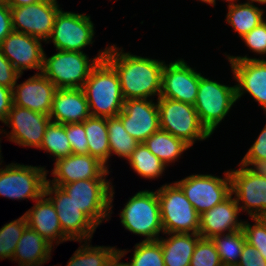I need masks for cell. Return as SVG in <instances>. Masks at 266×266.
<instances>
[{
    "instance_id": "cell-1",
    "label": "cell",
    "mask_w": 266,
    "mask_h": 266,
    "mask_svg": "<svg viewBox=\"0 0 266 266\" xmlns=\"http://www.w3.org/2000/svg\"><path fill=\"white\" fill-rule=\"evenodd\" d=\"M106 47L105 59L116 70L125 100L160 97L165 62L124 53L123 48ZM120 51V52H118Z\"/></svg>"
},
{
    "instance_id": "cell-2",
    "label": "cell",
    "mask_w": 266,
    "mask_h": 266,
    "mask_svg": "<svg viewBox=\"0 0 266 266\" xmlns=\"http://www.w3.org/2000/svg\"><path fill=\"white\" fill-rule=\"evenodd\" d=\"M91 116L116 117L123 109L124 97L119 76L104 58L93 67L83 86Z\"/></svg>"
},
{
    "instance_id": "cell-3",
    "label": "cell",
    "mask_w": 266,
    "mask_h": 266,
    "mask_svg": "<svg viewBox=\"0 0 266 266\" xmlns=\"http://www.w3.org/2000/svg\"><path fill=\"white\" fill-rule=\"evenodd\" d=\"M105 54L106 48L90 62L83 52L57 50L49 58L44 53L42 73L57 89L83 88L91 70L99 60L104 59Z\"/></svg>"
},
{
    "instance_id": "cell-4",
    "label": "cell",
    "mask_w": 266,
    "mask_h": 266,
    "mask_svg": "<svg viewBox=\"0 0 266 266\" xmlns=\"http://www.w3.org/2000/svg\"><path fill=\"white\" fill-rule=\"evenodd\" d=\"M163 233H192L199 231L200 214L174 182L157 190Z\"/></svg>"
},
{
    "instance_id": "cell-5",
    "label": "cell",
    "mask_w": 266,
    "mask_h": 266,
    "mask_svg": "<svg viewBox=\"0 0 266 266\" xmlns=\"http://www.w3.org/2000/svg\"><path fill=\"white\" fill-rule=\"evenodd\" d=\"M120 218L125 229L145 236L143 241H157L159 233H163L157 191L137 192L122 209Z\"/></svg>"
},
{
    "instance_id": "cell-6",
    "label": "cell",
    "mask_w": 266,
    "mask_h": 266,
    "mask_svg": "<svg viewBox=\"0 0 266 266\" xmlns=\"http://www.w3.org/2000/svg\"><path fill=\"white\" fill-rule=\"evenodd\" d=\"M160 129L192 146L211 136L201 124L194 105L169 98H157Z\"/></svg>"
},
{
    "instance_id": "cell-7",
    "label": "cell",
    "mask_w": 266,
    "mask_h": 266,
    "mask_svg": "<svg viewBox=\"0 0 266 266\" xmlns=\"http://www.w3.org/2000/svg\"><path fill=\"white\" fill-rule=\"evenodd\" d=\"M59 187L97 226L110 218L114 189L107 179L78 180Z\"/></svg>"
},
{
    "instance_id": "cell-8",
    "label": "cell",
    "mask_w": 266,
    "mask_h": 266,
    "mask_svg": "<svg viewBox=\"0 0 266 266\" xmlns=\"http://www.w3.org/2000/svg\"><path fill=\"white\" fill-rule=\"evenodd\" d=\"M236 101V86L220 84L200 73L194 107L201 124L211 135Z\"/></svg>"
},
{
    "instance_id": "cell-9",
    "label": "cell",
    "mask_w": 266,
    "mask_h": 266,
    "mask_svg": "<svg viewBox=\"0 0 266 266\" xmlns=\"http://www.w3.org/2000/svg\"><path fill=\"white\" fill-rule=\"evenodd\" d=\"M231 194L235 200L243 203L238 205L240 212L247 211L251 218L266 215V175L261 168L241 165L237 170H229Z\"/></svg>"
},
{
    "instance_id": "cell-10",
    "label": "cell",
    "mask_w": 266,
    "mask_h": 266,
    "mask_svg": "<svg viewBox=\"0 0 266 266\" xmlns=\"http://www.w3.org/2000/svg\"><path fill=\"white\" fill-rule=\"evenodd\" d=\"M47 170L44 167L11 163L0 168V196L9 199L35 201L45 191Z\"/></svg>"
},
{
    "instance_id": "cell-11",
    "label": "cell",
    "mask_w": 266,
    "mask_h": 266,
    "mask_svg": "<svg viewBox=\"0 0 266 266\" xmlns=\"http://www.w3.org/2000/svg\"><path fill=\"white\" fill-rule=\"evenodd\" d=\"M175 183L199 214L210 210L231 195L229 171L225 173V178L211 174H195Z\"/></svg>"
},
{
    "instance_id": "cell-12",
    "label": "cell",
    "mask_w": 266,
    "mask_h": 266,
    "mask_svg": "<svg viewBox=\"0 0 266 266\" xmlns=\"http://www.w3.org/2000/svg\"><path fill=\"white\" fill-rule=\"evenodd\" d=\"M45 196L51 200L57 212L62 232L70 241H90L97 225L73 202L59 186L46 183ZM54 194V196L52 195ZM51 195V196H50Z\"/></svg>"
},
{
    "instance_id": "cell-13",
    "label": "cell",
    "mask_w": 266,
    "mask_h": 266,
    "mask_svg": "<svg viewBox=\"0 0 266 266\" xmlns=\"http://www.w3.org/2000/svg\"><path fill=\"white\" fill-rule=\"evenodd\" d=\"M94 34V24L89 15L60 9L49 39L57 50L83 52L84 47L93 43Z\"/></svg>"
},
{
    "instance_id": "cell-14",
    "label": "cell",
    "mask_w": 266,
    "mask_h": 266,
    "mask_svg": "<svg viewBox=\"0 0 266 266\" xmlns=\"http://www.w3.org/2000/svg\"><path fill=\"white\" fill-rule=\"evenodd\" d=\"M59 8L57 0H43L27 6L10 7L13 31L48 43Z\"/></svg>"
},
{
    "instance_id": "cell-15",
    "label": "cell",
    "mask_w": 266,
    "mask_h": 266,
    "mask_svg": "<svg viewBox=\"0 0 266 266\" xmlns=\"http://www.w3.org/2000/svg\"><path fill=\"white\" fill-rule=\"evenodd\" d=\"M236 83V100L247 92L266 111V60L228 56ZM266 113V112H265Z\"/></svg>"
},
{
    "instance_id": "cell-16",
    "label": "cell",
    "mask_w": 266,
    "mask_h": 266,
    "mask_svg": "<svg viewBox=\"0 0 266 266\" xmlns=\"http://www.w3.org/2000/svg\"><path fill=\"white\" fill-rule=\"evenodd\" d=\"M200 82V72L191 68L183 59L165 63L162 71L160 97L195 104Z\"/></svg>"
},
{
    "instance_id": "cell-17",
    "label": "cell",
    "mask_w": 266,
    "mask_h": 266,
    "mask_svg": "<svg viewBox=\"0 0 266 266\" xmlns=\"http://www.w3.org/2000/svg\"><path fill=\"white\" fill-rule=\"evenodd\" d=\"M51 122L49 115L34 112L12 104L5 120V125L12 127L9 141L19 146L39 148L47 125Z\"/></svg>"
},
{
    "instance_id": "cell-18",
    "label": "cell",
    "mask_w": 266,
    "mask_h": 266,
    "mask_svg": "<svg viewBox=\"0 0 266 266\" xmlns=\"http://www.w3.org/2000/svg\"><path fill=\"white\" fill-rule=\"evenodd\" d=\"M147 99H128L117 115L130 136L139 143L160 129L158 104Z\"/></svg>"
},
{
    "instance_id": "cell-19",
    "label": "cell",
    "mask_w": 266,
    "mask_h": 266,
    "mask_svg": "<svg viewBox=\"0 0 266 266\" xmlns=\"http://www.w3.org/2000/svg\"><path fill=\"white\" fill-rule=\"evenodd\" d=\"M41 39L22 32L12 31L1 43L2 54L22 75L23 70H43L44 50Z\"/></svg>"
},
{
    "instance_id": "cell-20",
    "label": "cell",
    "mask_w": 266,
    "mask_h": 266,
    "mask_svg": "<svg viewBox=\"0 0 266 266\" xmlns=\"http://www.w3.org/2000/svg\"><path fill=\"white\" fill-rule=\"evenodd\" d=\"M54 179L47 180L48 184L63 186L70 182L88 179H106L109 170L97 158L89 154H71L55 160L52 170Z\"/></svg>"
},
{
    "instance_id": "cell-21",
    "label": "cell",
    "mask_w": 266,
    "mask_h": 266,
    "mask_svg": "<svg viewBox=\"0 0 266 266\" xmlns=\"http://www.w3.org/2000/svg\"><path fill=\"white\" fill-rule=\"evenodd\" d=\"M12 89L13 104L34 112L49 115L56 86L41 72Z\"/></svg>"
},
{
    "instance_id": "cell-22",
    "label": "cell",
    "mask_w": 266,
    "mask_h": 266,
    "mask_svg": "<svg viewBox=\"0 0 266 266\" xmlns=\"http://www.w3.org/2000/svg\"><path fill=\"white\" fill-rule=\"evenodd\" d=\"M232 194L223 202L200 214L198 234L204 239L242 230L243 221H238L240 209Z\"/></svg>"
},
{
    "instance_id": "cell-23",
    "label": "cell",
    "mask_w": 266,
    "mask_h": 266,
    "mask_svg": "<svg viewBox=\"0 0 266 266\" xmlns=\"http://www.w3.org/2000/svg\"><path fill=\"white\" fill-rule=\"evenodd\" d=\"M90 116L89 104L82 88L57 89L55 91L49 114L52 122L82 123Z\"/></svg>"
},
{
    "instance_id": "cell-24",
    "label": "cell",
    "mask_w": 266,
    "mask_h": 266,
    "mask_svg": "<svg viewBox=\"0 0 266 266\" xmlns=\"http://www.w3.org/2000/svg\"><path fill=\"white\" fill-rule=\"evenodd\" d=\"M45 197V194H43L40 198L34 201L36 204L24 213L27 220V226L35 230L52 246L55 241L57 244L69 241L70 239L62 232L54 205L49 198Z\"/></svg>"
},
{
    "instance_id": "cell-25",
    "label": "cell",
    "mask_w": 266,
    "mask_h": 266,
    "mask_svg": "<svg viewBox=\"0 0 266 266\" xmlns=\"http://www.w3.org/2000/svg\"><path fill=\"white\" fill-rule=\"evenodd\" d=\"M52 245L35 230L27 227L14 251L12 260L19 265L41 266L51 257Z\"/></svg>"
},
{
    "instance_id": "cell-26",
    "label": "cell",
    "mask_w": 266,
    "mask_h": 266,
    "mask_svg": "<svg viewBox=\"0 0 266 266\" xmlns=\"http://www.w3.org/2000/svg\"><path fill=\"white\" fill-rule=\"evenodd\" d=\"M170 237L159 238L165 266H189L197 242L198 233H168Z\"/></svg>"
},
{
    "instance_id": "cell-27",
    "label": "cell",
    "mask_w": 266,
    "mask_h": 266,
    "mask_svg": "<svg viewBox=\"0 0 266 266\" xmlns=\"http://www.w3.org/2000/svg\"><path fill=\"white\" fill-rule=\"evenodd\" d=\"M88 142V154L97 158L108 169L110 157L107 118L90 116L82 122Z\"/></svg>"
},
{
    "instance_id": "cell-28",
    "label": "cell",
    "mask_w": 266,
    "mask_h": 266,
    "mask_svg": "<svg viewBox=\"0 0 266 266\" xmlns=\"http://www.w3.org/2000/svg\"><path fill=\"white\" fill-rule=\"evenodd\" d=\"M149 151L158 157L166 166L176 161L191 146L184 140L159 129L144 141Z\"/></svg>"
},
{
    "instance_id": "cell-29",
    "label": "cell",
    "mask_w": 266,
    "mask_h": 266,
    "mask_svg": "<svg viewBox=\"0 0 266 266\" xmlns=\"http://www.w3.org/2000/svg\"><path fill=\"white\" fill-rule=\"evenodd\" d=\"M252 3L248 0L246 3L235 4L233 2L228 4L226 21L238 32L241 38L265 20L263 9Z\"/></svg>"
},
{
    "instance_id": "cell-30",
    "label": "cell",
    "mask_w": 266,
    "mask_h": 266,
    "mask_svg": "<svg viewBox=\"0 0 266 266\" xmlns=\"http://www.w3.org/2000/svg\"><path fill=\"white\" fill-rule=\"evenodd\" d=\"M107 130L110 156L115 153L128 160L139 142L128 134L118 116L107 118Z\"/></svg>"
},
{
    "instance_id": "cell-31",
    "label": "cell",
    "mask_w": 266,
    "mask_h": 266,
    "mask_svg": "<svg viewBox=\"0 0 266 266\" xmlns=\"http://www.w3.org/2000/svg\"><path fill=\"white\" fill-rule=\"evenodd\" d=\"M223 266H237L241 257L242 248L246 242L243 230L229 234L216 235L211 238Z\"/></svg>"
},
{
    "instance_id": "cell-32",
    "label": "cell",
    "mask_w": 266,
    "mask_h": 266,
    "mask_svg": "<svg viewBox=\"0 0 266 266\" xmlns=\"http://www.w3.org/2000/svg\"><path fill=\"white\" fill-rule=\"evenodd\" d=\"M128 161L138 175L147 179L158 178L166 168V165L151 153L144 143L138 144Z\"/></svg>"
},
{
    "instance_id": "cell-33",
    "label": "cell",
    "mask_w": 266,
    "mask_h": 266,
    "mask_svg": "<svg viewBox=\"0 0 266 266\" xmlns=\"http://www.w3.org/2000/svg\"><path fill=\"white\" fill-rule=\"evenodd\" d=\"M82 244L69 259L66 266H105L118 252L115 247Z\"/></svg>"
},
{
    "instance_id": "cell-34",
    "label": "cell",
    "mask_w": 266,
    "mask_h": 266,
    "mask_svg": "<svg viewBox=\"0 0 266 266\" xmlns=\"http://www.w3.org/2000/svg\"><path fill=\"white\" fill-rule=\"evenodd\" d=\"M40 149L53 155L56 160L71 155L72 149L66 135V124L51 121L45 130Z\"/></svg>"
},
{
    "instance_id": "cell-35",
    "label": "cell",
    "mask_w": 266,
    "mask_h": 266,
    "mask_svg": "<svg viewBox=\"0 0 266 266\" xmlns=\"http://www.w3.org/2000/svg\"><path fill=\"white\" fill-rule=\"evenodd\" d=\"M27 227V220L23 214L20 218L5 224L0 229L1 260L5 258H13L17 243Z\"/></svg>"
},
{
    "instance_id": "cell-36",
    "label": "cell",
    "mask_w": 266,
    "mask_h": 266,
    "mask_svg": "<svg viewBox=\"0 0 266 266\" xmlns=\"http://www.w3.org/2000/svg\"><path fill=\"white\" fill-rule=\"evenodd\" d=\"M128 266H165L161 244L158 241H142L135 245Z\"/></svg>"
},
{
    "instance_id": "cell-37",
    "label": "cell",
    "mask_w": 266,
    "mask_h": 266,
    "mask_svg": "<svg viewBox=\"0 0 266 266\" xmlns=\"http://www.w3.org/2000/svg\"><path fill=\"white\" fill-rule=\"evenodd\" d=\"M189 266H223L211 239L201 238L197 242Z\"/></svg>"
},
{
    "instance_id": "cell-38",
    "label": "cell",
    "mask_w": 266,
    "mask_h": 266,
    "mask_svg": "<svg viewBox=\"0 0 266 266\" xmlns=\"http://www.w3.org/2000/svg\"><path fill=\"white\" fill-rule=\"evenodd\" d=\"M254 225L243 222L242 230L245 233L246 242L254 246L266 260V222L261 218H251Z\"/></svg>"
},
{
    "instance_id": "cell-39",
    "label": "cell",
    "mask_w": 266,
    "mask_h": 266,
    "mask_svg": "<svg viewBox=\"0 0 266 266\" xmlns=\"http://www.w3.org/2000/svg\"><path fill=\"white\" fill-rule=\"evenodd\" d=\"M240 165L248 167L252 165L253 168H262L266 165V125L241 160Z\"/></svg>"
},
{
    "instance_id": "cell-40",
    "label": "cell",
    "mask_w": 266,
    "mask_h": 266,
    "mask_svg": "<svg viewBox=\"0 0 266 266\" xmlns=\"http://www.w3.org/2000/svg\"><path fill=\"white\" fill-rule=\"evenodd\" d=\"M66 135L73 154H88V142L82 123L66 124Z\"/></svg>"
},
{
    "instance_id": "cell-41",
    "label": "cell",
    "mask_w": 266,
    "mask_h": 266,
    "mask_svg": "<svg viewBox=\"0 0 266 266\" xmlns=\"http://www.w3.org/2000/svg\"><path fill=\"white\" fill-rule=\"evenodd\" d=\"M242 39L253 52L266 54V20L257 25Z\"/></svg>"
},
{
    "instance_id": "cell-42",
    "label": "cell",
    "mask_w": 266,
    "mask_h": 266,
    "mask_svg": "<svg viewBox=\"0 0 266 266\" xmlns=\"http://www.w3.org/2000/svg\"><path fill=\"white\" fill-rule=\"evenodd\" d=\"M21 74L12 66V63L0 50V84L13 89Z\"/></svg>"
},
{
    "instance_id": "cell-43",
    "label": "cell",
    "mask_w": 266,
    "mask_h": 266,
    "mask_svg": "<svg viewBox=\"0 0 266 266\" xmlns=\"http://www.w3.org/2000/svg\"><path fill=\"white\" fill-rule=\"evenodd\" d=\"M237 266H266V260L254 246L245 242Z\"/></svg>"
},
{
    "instance_id": "cell-44",
    "label": "cell",
    "mask_w": 266,
    "mask_h": 266,
    "mask_svg": "<svg viewBox=\"0 0 266 266\" xmlns=\"http://www.w3.org/2000/svg\"><path fill=\"white\" fill-rule=\"evenodd\" d=\"M13 31L10 7L0 3V43Z\"/></svg>"
},
{
    "instance_id": "cell-45",
    "label": "cell",
    "mask_w": 266,
    "mask_h": 266,
    "mask_svg": "<svg viewBox=\"0 0 266 266\" xmlns=\"http://www.w3.org/2000/svg\"><path fill=\"white\" fill-rule=\"evenodd\" d=\"M13 104L12 89L0 84V121L5 122Z\"/></svg>"
},
{
    "instance_id": "cell-46",
    "label": "cell",
    "mask_w": 266,
    "mask_h": 266,
    "mask_svg": "<svg viewBox=\"0 0 266 266\" xmlns=\"http://www.w3.org/2000/svg\"><path fill=\"white\" fill-rule=\"evenodd\" d=\"M129 251L118 250V252L111 258L105 266H128L127 263L119 262L123 256Z\"/></svg>"
},
{
    "instance_id": "cell-47",
    "label": "cell",
    "mask_w": 266,
    "mask_h": 266,
    "mask_svg": "<svg viewBox=\"0 0 266 266\" xmlns=\"http://www.w3.org/2000/svg\"><path fill=\"white\" fill-rule=\"evenodd\" d=\"M43 0H8L9 7H19V6H27L29 4H34L37 2H41Z\"/></svg>"
},
{
    "instance_id": "cell-48",
    "label": "cell",
    "mask_w": 266,
    "mask_h": 266,
    "mask_svg": "<svg viewBox=\"0 0 266 266\" xmlns=\"http://www.w3.org/2000/svg\"><path fill=\"white\" fill-rule=\"evenodd\" d=\"M226 1H228L229 3L228 4H232L234 1H236V0H226ZM238 1V0H237ZM216 2V0H208V4L210 5H212V6H215V3Z\"/></svg>"
},
{
    "instance_id": "cell-49",
    "label": "cell",
    "mask_w": 266,
    "mask_h": 266,
    "mask_svg": "<svg viewBox=\"0 0 266 266\" xmlns=\"http://www.w3.org/2000/svg\"><path fill=\"white\" fill-rule=\"evenodd\" d=\"M252 2H258L260 4H266V0H250Z\"/></svg>"
},
{
    "instance_id": "cell-50",
    "label": "cell",
    "mask_w": 266,
    "mask_h": 266,
    "mask_svg": "<svg viewBox=\"0 0 266 266\" xmlns=\"http://www.w3.org/2000/svg\"><path fill=\"white\" fill-rule=\"evenodd\" d=\"M0 3L8 4V0H0Z\"/></svg>"
},
{
    "instance_id": "cell-51",
    "label": "cell",
    "mask_w": 266,
    "mask_h": 266,
    "mask_svg": "<svg viewBox=\"0 0 266 266\" xmlns=\"http://www.w3.org/2000/svg\"><path fill=\"white\" fill-rule=\"evenodd\" d=\"M266 175V165L261 168Z\"/></svg>"
},
{
    "instance_id": "cell-52",
    "label": "cell",
    "mask_w": 266,
    "mask_h": 266,
    "mask_svg": "<svg viewBox=\"0 0 266 266\" xmlns=\"http://www.w3.org/2000/svg\"><path fill=\"white\" fill-rule=\"evenodd\" d=\"M3 130L0 131V134H2ZM1 139V138H0ZM1 141V140H0ZM1 148H0V160H1Z\"/></svg>"
},
{
    "instance_id": "cell-53",
    "label": "cell",
    "mask_w": 266,
    "mask_h": 266,
    "mask_svg": "<svg viewBox=\"0 0 266 266\" xmlns=\"http://www.w3.org/2000/svg\"><path fill=\"white\" fill-rule=\"evenodd\" d=\"M266 222V215L261 217Z\"/></svg>"
},
{
    "instance_id": "cell-54",
    "label": "cell",
    "mask_w": 266,
    "mask_h": 266,
    "mask_svg": "<svg viewBox=\"0 0 266 266\" xmlns=\"http://www.w3.org/2000/svg\"><path fill=\"white\" fill-rule=\"evenodd\" d=\"M200 1H202V2H205V3H207V4H208V0H200Z\"/></svg>"
}]
</instances>
